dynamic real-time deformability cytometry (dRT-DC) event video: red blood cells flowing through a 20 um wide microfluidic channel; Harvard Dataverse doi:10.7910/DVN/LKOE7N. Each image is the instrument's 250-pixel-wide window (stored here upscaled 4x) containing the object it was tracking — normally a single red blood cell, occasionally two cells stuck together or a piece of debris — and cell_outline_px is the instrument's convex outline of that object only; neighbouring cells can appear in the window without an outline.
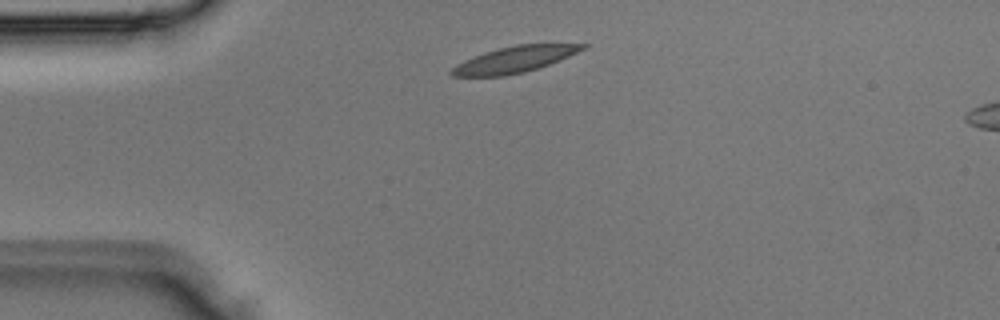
{"species": "Egyptian fruit bat (a non-hibernating species)", "species_latin": "Rousettus aegyptiacus", "temperature_condition": "room temperature", "stored_images_in_passage": 2, "camera_frame_rate_fps": 3000, "um_per_image_px": 0.085, "animal": {"sex": "male"}, "frame": {"image": 1, "passage_image": 1, "time_ms": 0.0, "image_size_px": [1000, 320], "cell_outline_px": [[588, 44], [584, 48], [560, 60], [524, 72], [504, 76], [452, 76], [448, 72], [456, 64], [472, 56], [484, 52], [516, 44]], "centroid_in_image_um": [43.65, 5.06], "position_along_channel_um": 41.3, "area_um2": 19.71}}